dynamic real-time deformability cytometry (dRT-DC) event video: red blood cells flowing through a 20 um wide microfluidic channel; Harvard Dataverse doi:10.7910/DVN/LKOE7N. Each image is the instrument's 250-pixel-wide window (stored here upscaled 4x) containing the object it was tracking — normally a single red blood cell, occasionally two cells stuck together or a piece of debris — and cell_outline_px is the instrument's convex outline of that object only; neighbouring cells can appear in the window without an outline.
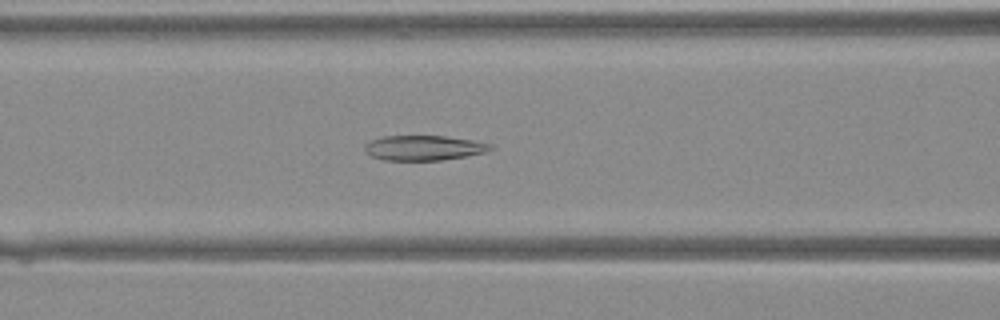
{"species": "Egyptian fruit bat (a non-hibernating species)", "species_latin": "Rousettus aegyptiacus", "temperature_condition": "warm", "stored_images_in_passage": 34, "camera_frame_rate_fps": 3000, "um_per_image_px": 0.085, "animal": {"sex": "female"}, "frame": {"image": 1, "passage_image": 14, "time_ms": 4.333, "image_size_px": [1000, 320], "cell_outline_px": [[492, 148], [484, 152], [464, 156], [440, 160], [384, 160], [372, 156], [364, 152], [364, 144], [372, 140], [384, 136], [444, 136], [472, 140], [492, 144]], "centroid_in_image_um": [35.97, 12.56], "position_along_channel_um": 130.6, "area_um2": 18.09}}
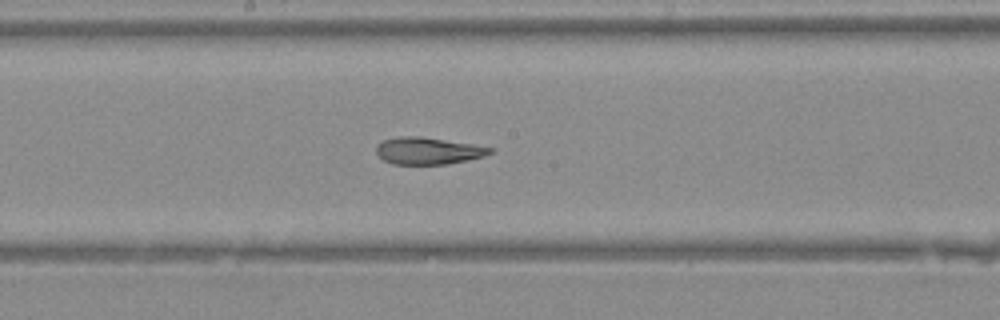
{"frame": {"image": 2, "passage_image": 19, "time_ms": 6.0, "image_size_px": [1000, 320], "cell_outline_px": [[496, 148], [492, 152], [484, 156], [468, 160], [448, 164], [392, 164], [384, 160], [376, 152], [376, 144], [384, 140], [400, 136], [420, 136], [472, 144]], "centroid_in_image_um": [36.4, 12.82], "position_along_channel_um": 211.8, "area_um2": 17.92}}
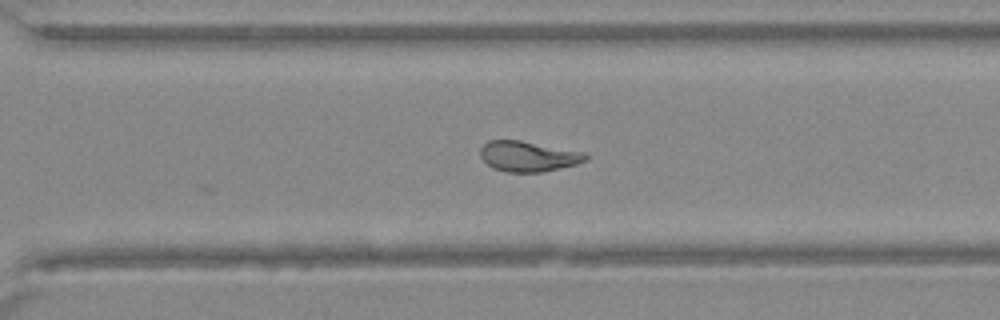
{"frame": {"image": 3, "passage_image": 26, "time_ms": 8.333, "image_size_px": [1000, 320], "cell_outline_px": [[588, 160], [576, 164], [544, 172], [508, 172], [492, 168], [480, 156], [480, 148], [488, 140], [520, 140], [584, 152], [588, 156]], "centroid_in_image_um": [44.9, 13.29], "position_along_channel_um": 325.7, "area_um2": 18.67}}